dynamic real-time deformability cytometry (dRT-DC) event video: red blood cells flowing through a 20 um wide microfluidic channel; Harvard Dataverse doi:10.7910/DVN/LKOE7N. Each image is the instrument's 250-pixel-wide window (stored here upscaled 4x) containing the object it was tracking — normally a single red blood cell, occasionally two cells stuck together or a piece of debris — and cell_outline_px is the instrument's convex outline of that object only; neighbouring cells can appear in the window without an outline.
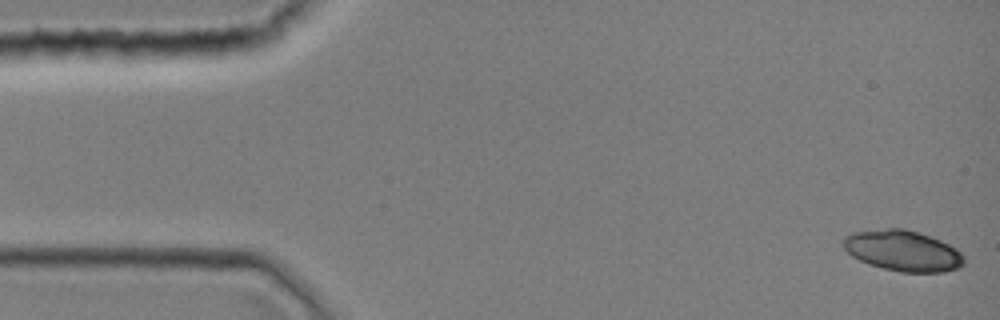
{"species": "common noctule bat (a hibernating species)", "species_latin": "Nyctalus noctula", "temperature_condition": "room temperature", "stored_images_in_passage": 43, "camera_frame_rate_fps": 3000, "um_per_image_px": 0.085, "animal": {"sex": "female", "body_mass_g": 19.0, "forearm_length_mm": 51.5}, "frame": {"image": 1, "passage_image": 1, "time_ms": 0.0, "image_size_px": [1000, 320], "cell_outline_px": [[964, 264], [956, 268], [944, 272], [900, 272], [868, 264], [852, 256], [844, 248], [844, 236], [852, 232], [888, 228], [904, 228], [940, 240], [956, 248], [964, 256]], "centroid_in_image_um": [76.74, 21.31], "position_along_channel_um": 8.3, "area_um2": 28.5}}
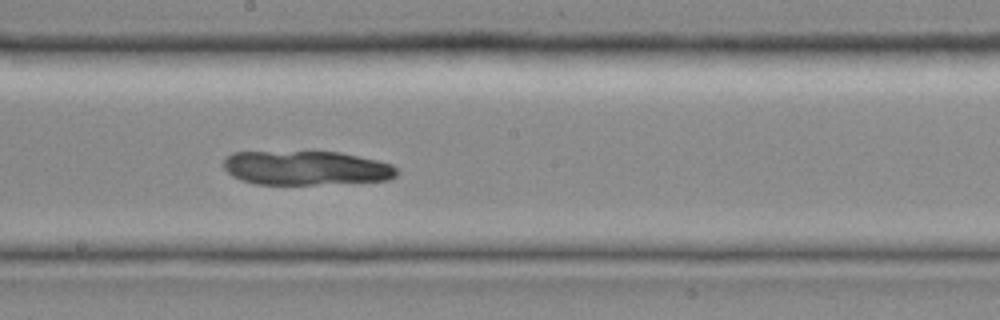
{"frame": {"image": 2, "passage_image": 24, "time_ms": 7.667, "image_size_px": [1000, 320], "cell_outline_px": [[400, 172], [396, 176], [388, 180], [316, 184], [256, 184], [240, 180], [232, 176], [224, 168], [224, 156], [232, 152], [340, 152], [376, 160], [392, 164]], "centroid_in_image_um": [26.0, 14.27], "position_along_channel_um": 222.2, "area_um2": 34.51}}
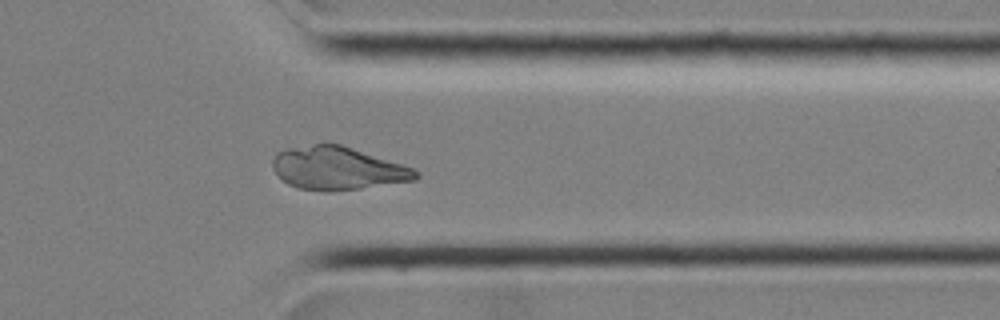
{"frame": {"image": 3, "passage_image": 35, "time_ms": 11.333, "image_size_px": [1000, 320], "cell_outline_px": [[420, 176], [416, 180], [360, 188], [300, 188], [288, 184], [272, 168], [272, 160], [276, 152], [288, 148], [324, 140], [340, 144], [412, 168], [420, 172]], "centroid_in_image_um": [28.67, 14.23], "position_along_channel_um": 382.7, "area_um2": 35.2}}